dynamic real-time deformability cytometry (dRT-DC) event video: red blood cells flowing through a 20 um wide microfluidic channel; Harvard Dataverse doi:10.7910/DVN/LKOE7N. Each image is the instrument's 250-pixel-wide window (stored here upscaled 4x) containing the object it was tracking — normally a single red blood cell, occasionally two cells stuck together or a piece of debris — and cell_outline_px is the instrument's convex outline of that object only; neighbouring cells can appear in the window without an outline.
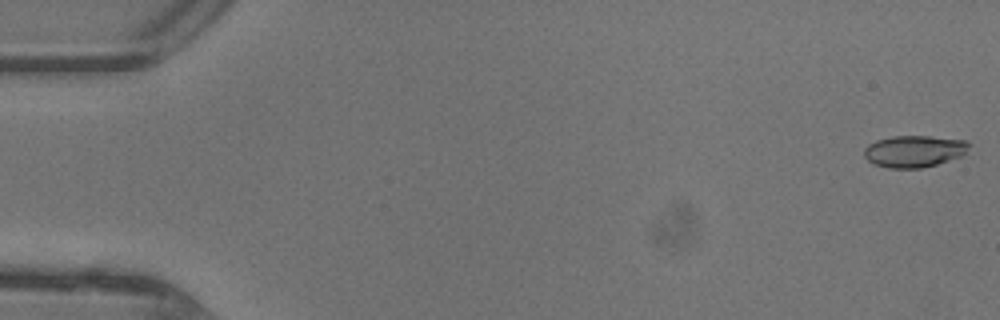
{"species": "common noctule bat (a hibernating species)", "species_latin": "Nyctalus noctula", "temperature_condition": "warm", "stored_images_in_passage": 47, "camera_frame_rate_fps": 3000, "um_per_image_px": 0.085, "animal": {"sex": "female"}, "frame": {"image": 1, "passage_image": 1, "time_ms": 0.0, "image_size_px": [1000, 320], "cell_outline_px": [[972, 144], [960, 156], [936, 164], [920, 168], [888, 168], [872, 164], [864, 156], [864, 148], [868, 144], [876, 140], [892, 136], [928, 136], [964, 140]], "centroid_in_image_um": [77.65, 12.85], "position_along_channel_um": 7.3, "area_um2": 19.36}}
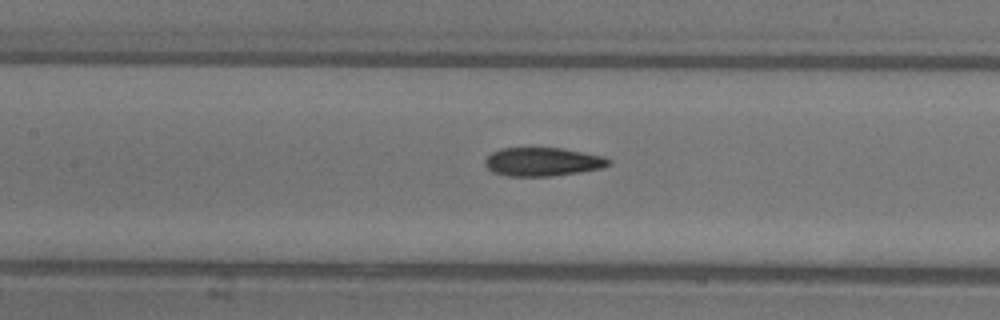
{"frame": {"image": 2, "passage_image": 22, "time_ms": 7.0, "image_size_px": [1000, 320], "cell_outline_px": [[612, 164], [600, 168], [580, 172], [552, 176], [508, 176], [492, 172], [484, 164], [484, 160], [492, 152], [500, 148], [560, 148], [604, 156], [612, 160]], "centroid_in_image_um": [46.12, 13.75], "position_along_channel_um": 161.3, "area_um2": 20.63}}
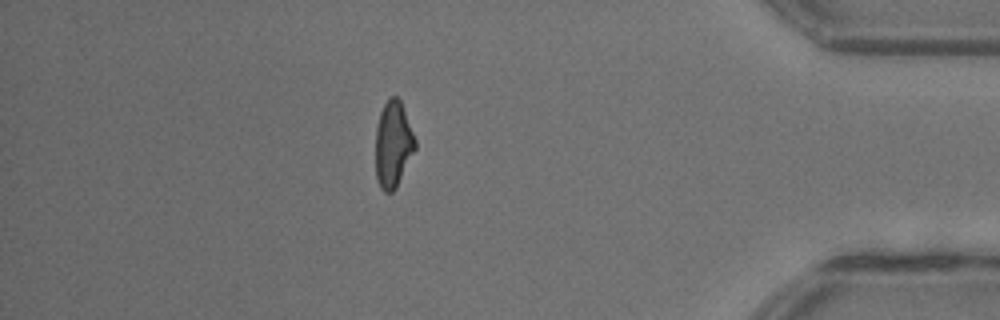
{"frame": {"image": 3, "passage_image": 41, "time_ms": 13.333, "image_size_px": [1000, 320], "cell_outline_px": [[416, 148], [396, 188], [392, 192], [384, 192], [380, 188], [376, 180], [376, 128], [380, 112], [384, 104], [392, 96], [396, 96], [400, 100], [416, 140]], "centroid_in_image_um": [33.41, 12.3], "position_along_channel_um": 401.8, "area_um2": 19.83}, "authors_computed_cell_mechanics": {"area_um2": 20.5768, "velocity_mm_per_s": 4.467, "shape_relaxation_time_tau1_ms": 3.4763, "shape_relaxation_time_tau2_ms": 1.7428, "deformation_change_tau1": 0.1695, "deformation_change_tau2": 0.0995}}